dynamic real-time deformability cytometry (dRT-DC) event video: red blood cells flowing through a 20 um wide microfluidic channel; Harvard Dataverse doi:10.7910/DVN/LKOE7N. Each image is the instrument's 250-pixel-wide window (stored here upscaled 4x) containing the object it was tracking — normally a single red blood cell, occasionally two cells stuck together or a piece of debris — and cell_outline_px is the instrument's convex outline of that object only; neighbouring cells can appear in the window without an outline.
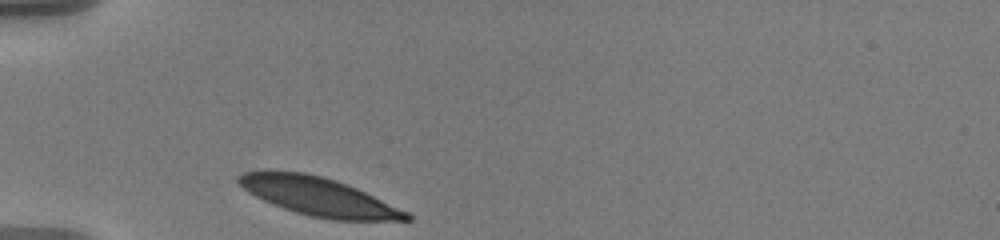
{"species": "human", "species_latin": "Homo sapiens", "temperature_condition": "warm", "stored_images_in_passage": 22, "camera_frame_rate_fps": 3000, "um_per_image_px": 0.085, "donor": {"sex": "male"}, "frame": {"image": 1, "passage_image": 1, "time_ms": 0.0, "image_size_px": [1000, 240], "cell_outline_px": [[412, 220], [332, 220], [312, 216], [296, 212], [272, 204], [248, 192], [236, 180], [236, 176], [244, 172], [304, 172], [336, 180], [356, 188], [408, 212], [412, 216]], "centroid_in_image_um": [27.1, 16.72], "position_along_channel_um": 57.9, "area_um2": 36.7}}
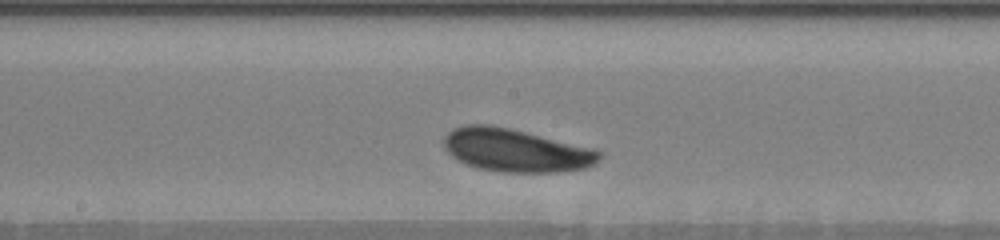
{"frame": {"image": 2, "passage_image": 12, "time_ms": 4.667, "image_size_px": [1000, 240], "cell_outline_px": [[604, 156], [588, 168], [560, 172], [504, 172], [476, 168], [452, 156], [444, 148], [444, 136], [452, 128], [468, 124], [484, 124], [508, 128], [596, 148]], "centroid_in_image_um": [43.88, 12.78], "position_along_channel_um": 204.3, "area_um2": 39.07}}
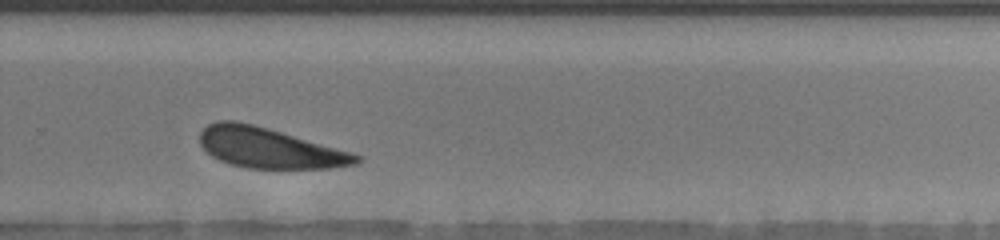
{"frame": {"image": 3, "passage_image": 20, "time_ms": 7.667, "image_size_px": [1000, 240], "cell_outline_px": [[364, 156], [356, 164], [332, 168], [248, 168], [228, 164], [212, 156], [200, 144], [200, 132], [208, 124], [220, 120], [236, 120], [268, 128]], "centroid_in_image_um": [22.87, 12.58], "position_along_channel_um": 306.9, "area_um2": 36.47}}